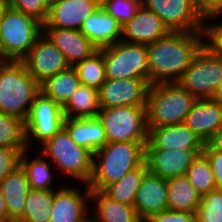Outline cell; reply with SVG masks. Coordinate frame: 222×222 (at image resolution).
Listing matches in <instances>:
<instances>
[{"label":"cell","instance_id":"obj_1","mask_svg":"<svg viewBox=\"0 0 222 222\" xmlns=\"http://www.w3.org/2000/svg\"><path fill=\"white\" fill-rule=\"evenodd\" d=\"M203 46V32H170L148 44L150 84L177 82Z\"/></svg>","mask_w":222,"mask_h":222},{"label":"cell","instance_id":"obj_2","mask_svg":"<svg viewBox=\"0 0 222 222\" xmlns=\"http://www.w3.org/2000/svg\"><path fill=\"white\" fill-rule=\"evenodd\" d=\"M147 142H111L93 154V173L88 186L102 191L145 162Z\"/></svg>","mask_w":222,"mask_h":222},{"label":"cell","instance_id":"obj_3","mask_svg":"<svg viewBox=\"0 0 222 222\" xmlns=\"http://www.w3.org/2000/svg\"><path fill=\"white\" fill-rule=\"evenodd\" d=\"M38 151L52 163L63 182L88 184L90 181L93 173V154L76 144L65 127Z\"/></svg>","mask_w":222,"mask_h":222},{"label":"cell","instance_id":"obj_4","mask_svg":"<svg viewBox=\"0 0 222 222\" xmlns=\"http://www.w3.org/2000/svg\"><path fill=\"white\" fill-rule=\"evenodd\" d=\"M40 84L22 61L0 60V113L26 121Z\"/></svg>","mask_w":222,"mask_h":222},{"label":"cell","instance_id":"obj_5","mask_svg":"<svg viewBox=\"0 0 222 222\" xmlns=\"http://www.w3.org/2000/svg\"><path fill=\"white\" fill-rule=\"evenodd\" d=\"M196 100L178 82L150 84L146 105L148 128L184 123Z\"/></svg>","mask_w":222,"mask_h":222},{"label":"cell","instance_id":"obj_6","mask_svg":"<svg viewBox=\"0 0 222 222\" xmlns=\"http://www.w3.org/2000/svg\"><path fill=\"white\" fill-rule=\"evenodd\" d=\"M42 34V22L7 5L0 16V60L21 61Z\"/></svg>","mask_w":222,"mask_h":222},{"label":"cell","instance_id":"obj_7","mask_svg":"<svg viewBox=\"0 0 222 222\" xmlns=\"http://www.w3.org/2000/svg\"><path fill=\"white\" fill-rule=\"evenodd\" d=\"M97 116L105 129L108 143L148 141L146 106L100 109Z\"/></svg>","mask_w":222,"mask_h":222},{"label":"cell","instance_id":"obj_8","mask_svg":"<svg viewBox=\"0 0 222 222\" xmlns=\"http://www.w3.org/2000/svg\"><path fill=\"white\" fill-rule=\"evenodd\" d=\"M64 120L63 107L40 91L24 122L27 148L38 150L64 127Z\"/></svg>","mask_w":222,"mask_h":222},{"label":"cell","instance_id":"obj_9","mask_svg":"<svg viewBox=\"0 0 222 222\" xmlns=\"http://www.w3.org/2000/svg\"><path fill=\"white\" fill-rule=\"evenodd\" d=\"M99 50L107 79H148L147 45L119 41Z\"/></svg>","mask_w":222,"mask_h":222},{"label":"cell","instance_id":"obj_10","mask_svg":"<svg viewBox=\"0 0 222 222\" xmlns=\"http://www.w3.org/2000/svg\"><path fill=\"white\" fill-rule=\"evenodd\" d=\"M221 81L222 58L203 46L177 82L197 99H208Z\"/></svg>","mask_w":222,"mask_h":222},{"label":"cell","instance_id":"obj_11","mask_svg":"<svg viewBox=\"0 0 222 222\" xmlns=\"http://www.w3.org/2000/svg\"><path fill=\"white\" fill-rule=\"evenodd\" d=\"M90 220L91 189L88 184L64 183L55 190L49 222H89Z\"/></svg>","mask_w":222,"mask_h":222},{"label":"cell","instance_id":"obj_12","mask_svg":"<svg viewBox=\"0 0 222 222\" xmlns=\"http://www.w3.org/2000/svg\"><path fill=\"white\" fill-rule=\"evenodd\" d=\"M142 5L157 14L171 32H203L197 0H143Z\"/></svg>","mask_w":222,"mask_h":222},{"label":"cell","instance_id":"obj_13","mask_svg":"<svg viewBox=\"0 0 222 222\" xmlns=\"http://www.w3.org/2000/svg\"><path fill=\"white\" fill-rule=\"evenodd\" d=\"M148 79H107L98 89L100 109L146 106Z\"/></svg>","mask_w":222,"mask_h":222},{"label":"cell","instance_id":"obj_14","mask_svg":"<svg viewBox=\"0 0 222 222\" xmlns=\"http://www.w3.org/2000/svg\"><path fill=\"white\" fill-rule=\"evenodd\" d=\"M21 61L39 84L48 77L70 67L62 51L44 34L37 39L29 53Z\"/></svg>","mask_w":222,"mask_h":222},{"label":"cell","instance_id":"obj_15","mask_svg":"<svg viewBox=\"0 0 222 222\" xmlns=\"http://www.w3.org/2000/svg\"><path fill=\"white\" fill-rule=\"evenodd\" d=\"M203 150L145 149L148 171L164 179L185 175L193 160Z\"/></svg>","mask_w":222,"mask_h":222},{"label":"cell","instance_id":"obj_16","mask_svg":"<svg viewBox=\"0 0 222 222\" xmlns=\"http://www.w3.org/2000/svg\"><path fill=\"white\" fill-rule=\"evenodd\" d=\"M170 32L157 14L141 5L134 17L122 25L121 41L148 45Z\"/></svg>","mask_w":222,"mask_h":222},{"label":"cell","instance_id":"obj_17","mask_svg":"<svg viewBox=\"0 0 222 222\" xmlns=\"http://www.w3.org/2000/svg\"><path fill=\"white\" fill-rule=\"evenodd\" d=\"M101 6L92 0H55L43 27L80 30L84 21Z\"/></svg>","mask_w":222,"mask_h":222},{"label":"cell","instance_id":"obj_18","mask_svg":"<svg viewBox=\"0 0 222 222\" xmlns=\"http://www.w3.org/2000/svg\"><path fill=\"white\" fill-rule=\"evenodd\" d=\"M134 208L143 222L151 215L167 210V179L147 171L137 189Z\"/></svg>","mask_w":222,"mask_h":222},{"label":"cell","instance_id":"obj_19","mask_svg":"<svg viewBox=\"0 0 222 222\" xmlns=\"http://www.w3.org/2000/svg\"><path fill=\"white\" fill-rule=\"evenodd\" d=\"M148 129L145 149L204 150L205 143L183 123Z\"/></svg>","mask_w":222,"mask_h":222},{"label":"cell","instance_id":"obj_20","mask_svg":"<svg viewBox=\"0 0 222 222\" xmlns=\"http://www.w3.org/2000/svg\"><path fill=\"white\" fill-rule=\"evenodd\" d=\"M43 34L62 51L70 66L90 57L98 50L80 30L43 27Z\"/></svg>","mask_w":222,"mask_h":222},{"label":"cell","instance_id":"obj_21","mask_svg":"<svg viewBox=\"0 0 222 222\" xmlns=\"http://www.w3.org/2000/svg\"><path fill=\"white\" fill-rule=\"evenodd\" d=\"M20 166L26 173L30 190L58 189L65 183L52 163L38 150L23 151Z\"/></svg>","mask_w":222,"mask_h":222},{"label":"cell","instance_id":"obj_22","mask_svg":"<svg viewBox=\"0 0 222 222\" xmlns=\"http://www.w3.org/2000/svg\"><path fill=\"white\" fill-rule=\"evenodd\" d=\"M183 124L206 144L222 125V104L211 98L197 99Z\"/></svg>","mask_w":222,"mask_h":222},{"label":"cell","instance_id":"obj_23","mask_svg":"<svg viewBox=\"0 0 222 222\" xmlns=\"http://www.w3.org/2000/svg\"><path fill=\"white\" fill-rule=\"evenodd\" d=\"M80 32L99 50L121 41L122 25L100 7L84 21Z\"/></svg>","mask_w":222,"mask_h":222},{"label":"cell","instance_id":"obj_24","mask_svg":"<svg viewBox=\"0 0 222 222\" xmlns=\"http://www.w3.org/2000/svg\"><path fill=\"white\" fill-rule=\"evenodd\" d=\"M0 189L5 200L7 222H17L23 216L26 197L30 191L23 168L19 166L7 175L0 182Z\"/></svg>","mask_w":222,"mask_h":222},{"label":"cell","instance_id":"obj_25","mask_svg":"<svg viewBox=\"0 0 222 222\" xmlns=\"http://www.w3.org/2000/svg\"><path fill=\"white\" fill-rule=\"evenodd\" d=\"M64 127L71 139L94 154L108 143L105 129L98 116L89 118H65Z\"/></svg>","mask_w":222,"mask_h":222},{"label":"cell","instance_id":"obj_26","mask_svg":"<svg viewBox=\"0 0 222 222\" xmlns=\"http://www.w3.org/2000/svg\"><path fill=\"white\" fill-rule=\"evenodd\" d=\"M93 222H143L134 208L109 198L103 191L91 190Z\"/></svg>","mask_w":222,"mask_h":222},{"label":"cell","instance_id":"obj_27","mask_svg":"<svg viewBox=\"0 0 222 222\" xmlns=\"http://www.w3.org/2000/svg\"><path fill=\"white\" fill-rule=\"evenodd\" d=\"M168 209L196 213L201 195L185 175L167 179Z\"/></svg>","mask_w":222,"mask_h":222},{"label":"cell","instance_id":"obj_28","mask_svg":"<svg viewBox=\"0 0 222 222\" xmlns=\"http://www.w3.org/2000/svg\"><path fill=\"white\" fill-rule=\"evenodd\" d=\"M80 85L76 69L70 66L40 83V91L63 107Z\"/></svg>","mask_w":222,"mask_h":222},{"label":"cell","instance_id":"obj_29","mask_svg":"<svg viewBox=\"0 0 222 222\" xmlns=\"http://www.w3.org/2000/svg\"><path fill=\"white\" fill-rule=\"evenodd\" d=\"M98 89L80 85L63 106L65 118L96 117L100 111Z\"/></svg>","mask_w":222,"mask_h":222},{"label":"cell","instance_id":"obj_30","mask_svg":"<svg viewBox=\"0 0 222 222\" xmlns=\"http://www.w3.org/2000/svg\"><path fill=\"white\" fill-rule=\"evenodd\" d=\"M147 171L148 166L144 162L141 166L126 173L120 180L106 186L102 191L113 200L134 206L137 189Z\"/></svg>","mask_w":222,"mask_h":222},{"label":"cell","instance_id":"obj_31","mask_svg":"<svg viewBox=\"0 0 222 222\" xmlns=\"http://www.w3.org/2000/svg\"><path fill=\"white\" fill-rule=\"evenodd\" d=\"M55 190H30L23 216L17 222H49Z\"/></svg>","mask_w":222,"mask_h":222},{"label":"cell","instance_id":"obj_32","mask_svg":"<svg viewBox=\"0 0 222 222\" xmlns=\"http://www.w3.org/2000/svg\"><path fill=\"white\" fill-rule=\"evenodd\" d=\"M73 67L76 69L81 85L99 89L106 80L104 58L100 50Z\"/></svg>","mask_w":222,"mask_h":222},{"label":"cell","instance_id":"obj_33","mask_svg":"<svg viewBox=\"0 0 222 222\" xmlns=\"http://www.w3.org/2000/svg\"><path fill=\"white\" fill-rule=\"evenodd\" d=\"M185 176L201 196L217 189L210 162L203 153L193 160Z\"/></svg>","mask_w":222,"mask_h":222},{"label":"cell","instance_id":"obj_34","mask_svg":"<svg viewBox=\"0 0 222 222\" xmlns=\"http://www.w3.org/2000/svg\"><path fill=\"white\" fill-rule=\"evenodd\" d=\"M0 147L27 148L23 120L0 113Z\"/></svg>","mask_w":222,"mask_h":222},{"label":"cell","instance_id":"obj_35","mask_svg":"<svg viewBox=\"0 0 222 222\" xmlns=\"http://www.w3.org/2000/svg\"><path fill=\"white\" fill-rule=\"evenodd\" d=\"M196 222H222V189L201 196Z\"/></svg>","mask_w":222,"mask_h":222},{"label":"cell","instance_id":"obj_36","mask_svg":"<svg viewBox=\"0 0 222 222\" xmlns=\"http://www.w3.org/2000/svg\"><path fill=\"white\" fill-rule=\"evenodd\" d=\"M142 3L143 0H105L101 7L120 25H124L134 17Z\"/></svg>","mask_w":222,"mask_h":222},{"label":"cell","instance_id":"obj_37","mask_svg":"<svg viewBox=\"0 0 222 222\" xmlns=\"http://www.w3.org/2000/svg\"><path fill=\"white\" fill-rule=\"evenodd\" d=\"M204 47L213 55L222 58V16L204 20Z\"/></svg>","mask_w":222,"mask_h":222},{"label":"cell","instance_id":"obj_38","mask_svg":"<svg viewBox=\"0 0 222 222\" xmlns=\"http://www.w3.org/2000/svg\"><path fill=\"white\" fill-rule=\"evenodd\" d=\"M7 5L25 15L36 18L43 24L49 14V4L46 0H7Z\"/></svg>","mask_w":222,"mask_h":222},{"label":"cell","instance_id":"obj_39","mask_svg":"<svg viewBox=\"0 0 222 222\" xmlns=\"http://www.w3.org/2000/svg\"><path fill=\"white\" fill-rule=\"evenodd\" d=\"M26 149L0 147V182L20 166L21 154Z\"/></svg>","mask_w":222,"mask_h":222},{"label":"cell","instance_id":"obj_40","mask_svg":"<svg viewBox=\"0 0 222 222\" xmlns=\"http://www.w3.org/2000/svg\"><path fill=\"white\" fill-rule=\"evenodd\" d=\"M144 222H196V213L167 209L151 215Z\"/></svg>","mask_w":222,"mask_h":222},{"label":"cell","instance_id":"obj_41","mask_svg":"<svg viewBox=\"0 0 222 222\" xmlns=\"http://www.w3.org/2000/svg\"><path fill=\"white\" fill-rule=\"evenodd\" d=\"M203 154L210 162L217 189H222V151L211 149L205 144Z\"/></svg>","mask_w":222,"mask_h":222},{"label":"cell","instance_id":"obj_42","mask_svg":"<svg viewBox=\"0 0 222 222\" xmlns=\"http://www.w3.org/2000/svg\"><path fill=\"white\" fill-rule=\"evenodd\" d=\"M197 7L204 20L222 16V0H197Z\"/></svg>","mask_w":222,"mask_h":222},{"label":"cell","instance_id":"obj_43","mask_svg":"<svg viewBox=\"0 0 222 222\" xmlns=\"http://www.w3.org/2000/svg\"><path fill=\"white\" fill-rule=\"evenodd\" d=\"M211 149L222 151V125L206 143Z\"/></svg>","mask_w":222,"mask_h":222},{"label":"cell","instance_id":"obj_44","mask_svg":"<svg viewBox=\"0 0 222 222\" xmlns=\"http://www.w3.org/2000/svg\"><path fill=\"white\" fill-rule=\"evenodd\" d=\"M0 222H7V211L1 189H0Z\"/></svg>","mask_w":222,"mask_h":222},{"label":"cell","instance_id":"obj_45","mask_svg":"<svg viewBox=\"0 0 222 222\" xmlns=\"http://www.w3.org/2000/svg\"><path fill=\"white\" fill-rule=\"evenodd\" d=\"M211 99L222 104V81L218 84V87Z\"/></svg>","mask_w":222,"mask_h":222},{"label":"cell","instance_id":"obj_46","mask_svg":"<svg viewBox=\"0 0 222 222\" xmlns=\"http://www.w3.org/2000/svg\"><path fill=\"white\" fill-rule=\"evenodd\" d=\"M6 6H7V0H0V16Z\"/></svg>","mask_w":222,"mask_h":222},{"label":"cell","instance_id":"obj_47","mask_svg":"<svg viewBox=\"0 0 222 222\" xmlns=\"http://www.w3.org/2000/svg\"><path fill=\"white\" fill-rule=\"evenodd\" d=\"M92 1H94L95 3L99 4L100 6H102L105 0H92Z\"/></svg>","mask_w":222,"mask_h":222},{"label":"cell","instance_id":"obj_48","mask_svg":"<svg viewBox=\"0 0 222 222\" xmlns=\"http://www.w3.org/2000/svg\"><path fill=\"white\" fill-rule=\"evenodd\" d=\"M55 0H46V2L50 5L51 3H53Z\"/></svg>","mask_w":222,"mask_h":222}]
</instances>
